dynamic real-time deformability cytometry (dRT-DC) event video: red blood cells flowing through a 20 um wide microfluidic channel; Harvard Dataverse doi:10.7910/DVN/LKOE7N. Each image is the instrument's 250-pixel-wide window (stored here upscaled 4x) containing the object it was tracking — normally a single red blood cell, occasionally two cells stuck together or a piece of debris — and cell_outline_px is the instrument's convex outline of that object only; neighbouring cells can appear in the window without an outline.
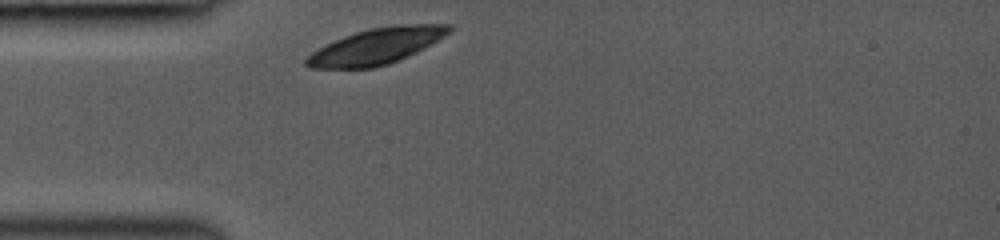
{"species": "common noctule bat (a hibernating species)", "species_latin": "Nyctalus noctula", "temperature_condition": "room temperature", "stored_images_in_passage": 28, "camera_frame_rate_fps": 3000, "um_per_image_px": 0.085, "animal": {"sex": "female", "body_mass_g": 19.0, "forearm_length_mm": 53.3}, "frame": {"image": 1, "passage_image": 1, "time_ms": 0.0, "image_size_px": [1000, 240], "cell_outline_px": [[452, 32], [432, 44], [408, 56], [388, 64], [372, 68], [308, 68], [304, 64], [304, 60], [312, 52], [344, 36], [368, 28], [396, 24], [452, 24]], "centroid_in_image_um": [32.04, 3.91], "position_along_channel_um": 53.0, "area_um2": 29.88}}
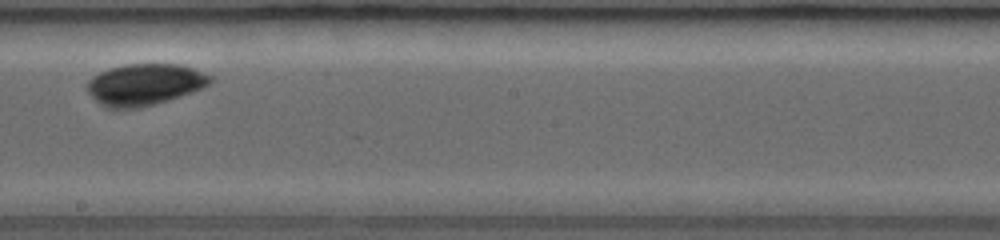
{"frame": {"image": 2, "passage_image": 15, "time_ms": 4.667, "image_size_px": [1000, 240], "cell_outline_px": [[216, 76], [212, 84], [204, 88], [156, 104], [140, 108], [108, 108], [100, 104], [84, 88], [84, 84], [92, 76], [108, 68], [124, 64], [180, 64]], "centroid_in_image_um": [12.32, 7.17], "position_along_channel_um": 235.9, "area_um2": 30.35}}
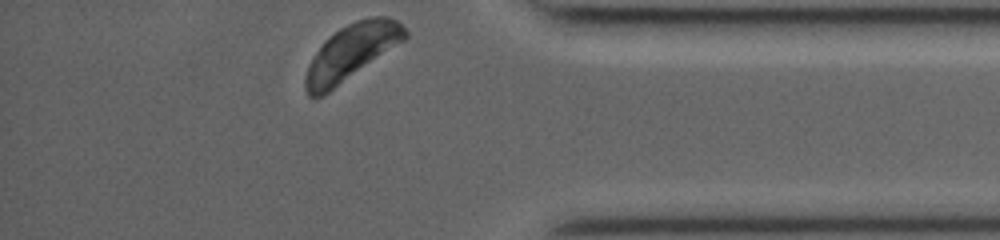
{"frame": {"image": 3, "passage_image": 28, "time_ms": 9.0, "image_size_px": [1000, 240], "cell_outline_px": [[408, 36], [404, 40], [324, 96], [308, 96], [304, 88], [304, 76], [308, 64], [324, 40], [328, 36], [340, 28], [356, 20], [372, 16], [388, 16], [396, 20], [408, 32]], "centroid_in_image_um": [29.83, 4.44], "position_along_channel_um": 405.4, "area_um2": 32.25}}